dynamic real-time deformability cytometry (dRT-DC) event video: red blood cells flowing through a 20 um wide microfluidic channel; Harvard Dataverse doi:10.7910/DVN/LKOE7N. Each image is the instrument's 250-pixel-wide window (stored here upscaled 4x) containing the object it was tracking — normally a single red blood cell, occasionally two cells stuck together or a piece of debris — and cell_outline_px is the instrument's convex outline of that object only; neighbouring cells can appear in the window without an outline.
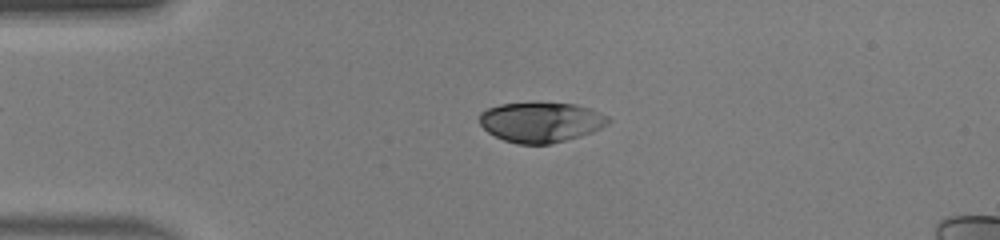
{"species": "human", "species_latin": "Homo sapiens", "temperature_condition": "warm", "stored_images_in_passage": 49, "camera_frame_rate_fps": 3000, "um_per_image_px": 0.085, "donor": {"sex": "male"}, "frame": {"image": 1, "passage_image": 11, "time_ms": 3.333, "image_size_px": [1000, 240], "cell_outline_px": [[612, 120], [608, 124], [592, 132], [580, 136], [552, 144], [516, 144], [504, 140], [488, 132], [480, 124], [480, 112], [488, 108], [500, 104], [576, 104], [592, 108], [608, 116]], "centroid_in_image_um": [46.01, 10.4], "position_along_channel_um": 39.0, "area_um2": 29.88}}
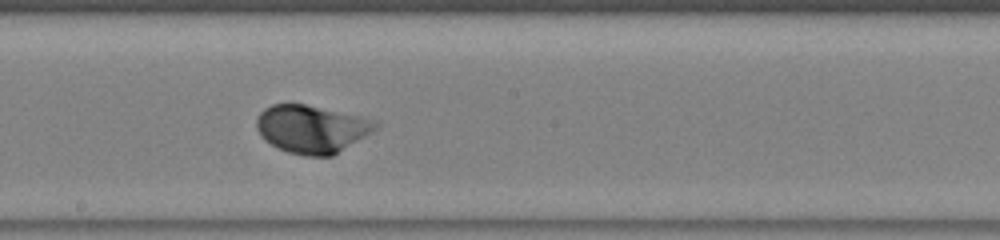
{"frame": {"image": 2, "passage_image": 27, "time_ms": 8.667, "image_size_px": [1000, 240], "cell_outline_px": [[380, 124], [372, 132], [332, 156], [304, 156], [288, 152], [264, 140], [260, 136], [256, 128], [256, 120], [260, 112], [264, 108], [272, 104], [304, 104], [360, 116], [376, 120]], "centroid_in_image_um": [26.48, 10.96], "position_along_channel_um": 221.7, "area_um2": 33.12}}
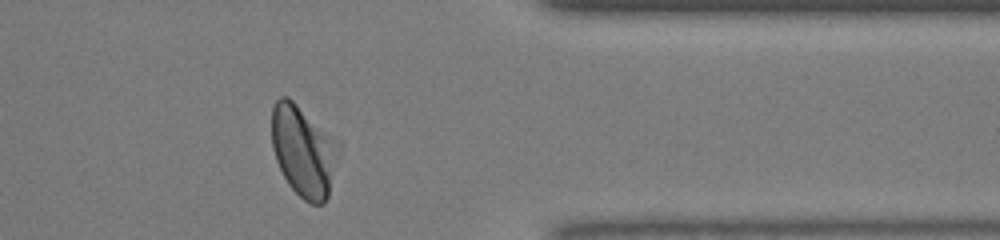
{"frame": {"image": 3, "passage_image": 40, "time_ms": 13.0, "image_size_px": [1000, 240], "cell_outline_px": [[328, 196], [324, 204], [312, 204], [304, 200], [288, 184], [276, 160], [272, 148], [272, 108], [276, 100], [280, 96], [288, 96], [296, 104], [324, 140], [328, 172]], "centroid_in_image_um": [25.47, 12.89], "position_along_channel_um": 385.9, "area_um2": 30.35}, "authors_computed_cell_mechanics": {"area_um2": 32.8304, "velocity_mm_per_s": 4.0921, "shape_relaxation_time_tau1_ms": 1.4652, "shape_relaxation_time_tau2_ms": null, "deformation_change_tau1": 0.1249, "deformation_change_tau2": null}}